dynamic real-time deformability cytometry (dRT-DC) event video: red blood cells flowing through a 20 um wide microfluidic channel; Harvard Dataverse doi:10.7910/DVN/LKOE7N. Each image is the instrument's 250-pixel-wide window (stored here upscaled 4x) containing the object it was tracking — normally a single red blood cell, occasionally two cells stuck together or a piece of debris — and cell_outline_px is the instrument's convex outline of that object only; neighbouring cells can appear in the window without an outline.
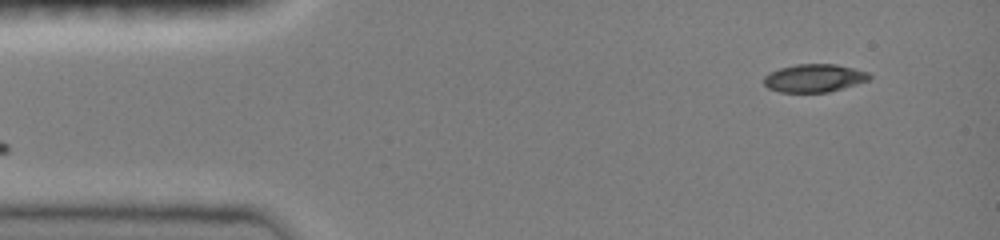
{"species": "common noctule bat (a hibernating species)", "species_latin": "Nyctalus noctula", "temperature_condition": "room temperature", "stored_images_in_passage": 4, "camera_frame_rate_fps": 3000, "um_per_image_px": 0.085, "animal": {"sex": "female", "body_mass_g": 19.0, "forearm_length_mm": 51.5}, "frame": {"image": 1, "passage_image": 1, "time_ms": 0.0, "image_size_px": [1000, 240], "cell_outline_px": [[872, 76], [868, 80], [856, 84], [828, 92], [780, 92], [768, 88], [764, 84], [764, 76], [768, 72], [780, 68], [796, 64], [836, 64], [868, 72]], "centroid_in_image_um": [69.18, 6.63], "position_along_channel_um": 15.8, "area_um2": 17.17}}
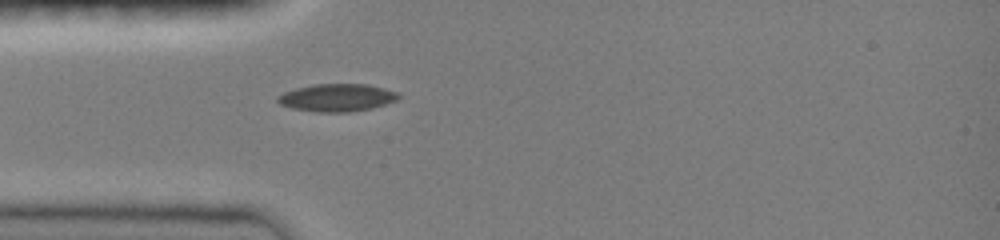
{"frame": {"image": 2, "passage_image": 4, "time_ms": 1.0, "image_size_px": [1000, 240], "cell_outline_px": [[400, 96], [396, 100], [372, 108], [348, 112], [316, 112], [292, 108], [280, 104], [276, 100], [276, 96], [284, 92], [296, 88], [312, 84], [368, 84], [400, 92]], "centroid_in_image_um": [28.63, 8.29], "position_along_channel_um": 56.4, "area_um2": 19.54}}